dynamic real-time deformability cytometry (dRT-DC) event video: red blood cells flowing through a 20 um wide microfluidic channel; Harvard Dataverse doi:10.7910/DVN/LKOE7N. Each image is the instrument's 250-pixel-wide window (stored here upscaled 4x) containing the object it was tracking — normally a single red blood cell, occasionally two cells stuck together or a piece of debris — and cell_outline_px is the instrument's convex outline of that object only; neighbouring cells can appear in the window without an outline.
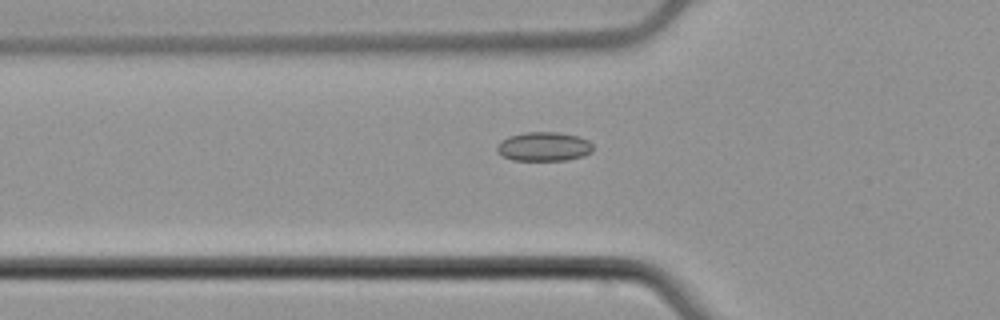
{"species": "common noctule bat (a hibernating species)", "species_latin": "Nyctalus noctula", "temperature_condition": "cold", "stored_images_in_passage": 55, "camera_frame_rate_fps": 3000, "um_per_image_px": 0.085, "animal": {"sex": "male", "body_mass_g": 21.5, "forearm_length_mm": 52.0}, "frame": {"image": 1, "passage_image": 19, "time_ms": 6.0, "image_size_px": [1000, 320], "cell_outline_px": [[592, 152], [584, 156], [568, 160], [512, 160], [496, 152], [496, 148], [500, 140], [508, 136], [524, 132], [556, 132], [580, 136], [588, 140], [592, 144]], "centroid_in_image_um": [46.22, 12.45], "position_along_channel_um": 79.6, "area_um2": 16.47}}
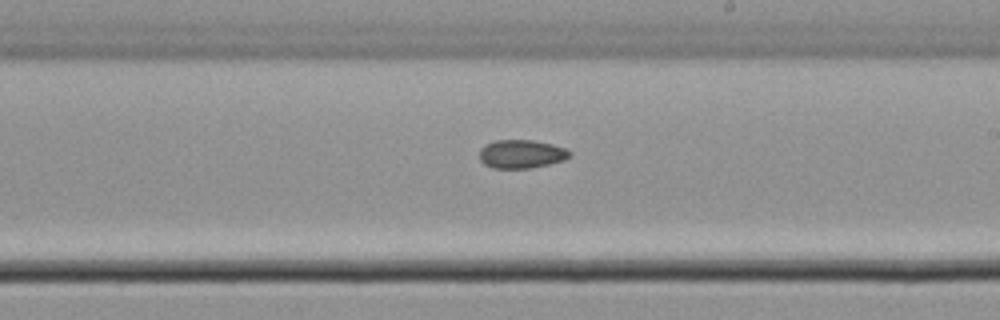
{"frame": {"image": 2, "passage_image": 32, "time_ms": 10.333, "image_size_px": [1000, 320], "cell_outline_px": [[572, 156], [564, 160], [548, 164], [528, 168], [492, 168], [484, 164], [480, 160], [480, 148], [484, 144], [496, 140], [532, 140], [552, 144], [564, 148], [572, 152]], "centroid_in_image_um": [44.31, 13.08], "position_along_channel_um": 244.7, "area_um2": 15.03}}
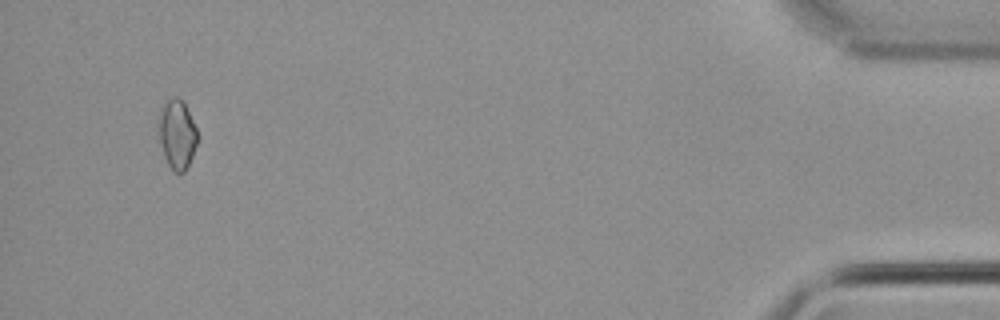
{"frame": {"image": 3, "passage_image": 52, "time_ms": 17.0, "image_size_px": [1000, 320], "cell_outline_px": [[200, 136], [192, 156], [184, 172], [172, 172], [164, 156], [160, 140], [156, 116], [160, 108], [172, 96], [180, 96], [184, 100]], "centroid_in_image_um": [15.05, 11.35], "position_along_channel_um": 420.2, "area_um2": 16.18}, "authors_computed_cell_mechanics": {"area_um2": 15.606, "velocity_mm_per_s": 3.809, "shape_relaxation_time_tau1_ms": null, "shape_relaxation_time_tau2_ms": 10.8374, "deformation_change_tau1": null, "deformation_change_tau2": 0.1319}}